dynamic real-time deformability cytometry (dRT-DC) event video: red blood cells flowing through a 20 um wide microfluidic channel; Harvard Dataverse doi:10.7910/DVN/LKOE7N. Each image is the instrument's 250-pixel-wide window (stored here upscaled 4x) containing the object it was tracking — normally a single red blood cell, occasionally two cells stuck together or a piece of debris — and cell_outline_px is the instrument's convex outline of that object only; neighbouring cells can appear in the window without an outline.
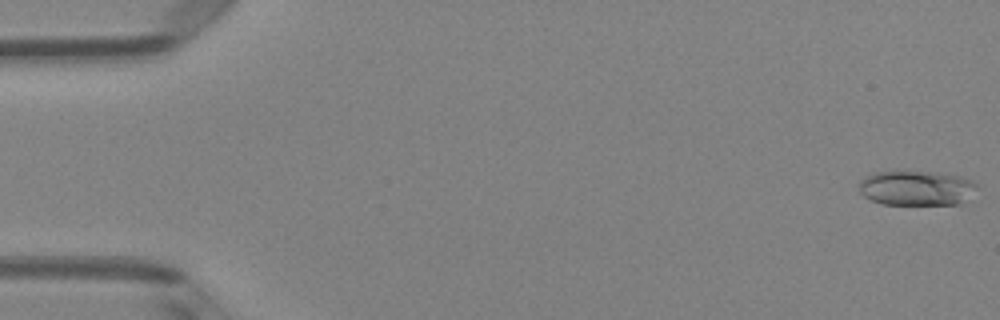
{"species": "Egyptian fruit bat (a non-hibernating species)", "species_latin": "Rousettus aegyptiacus", "temperature_condition": "room temperature", "stored_images_in_passage": 12, "camera_frame_rate_fps": 3000, "um_per_image_px": 0.085, "animal": {"sex": "female"}, "frame": {"image": 1, "passage_image": 1, "time_ms": 0.0, "image_size_px": [1000, 320], "cell_outline_px": [[976, 184], [960, 204], [880, 204], [864, 196], [860, 192], [860, 180], [864, 176], [872, 172], [896, 168], [936, 172], [960, 176], [972, 180]], "centroid_in_image_um": [77.77, 15.92], "position_along_channel_um": 7.2, "area_um2": 24.39}}